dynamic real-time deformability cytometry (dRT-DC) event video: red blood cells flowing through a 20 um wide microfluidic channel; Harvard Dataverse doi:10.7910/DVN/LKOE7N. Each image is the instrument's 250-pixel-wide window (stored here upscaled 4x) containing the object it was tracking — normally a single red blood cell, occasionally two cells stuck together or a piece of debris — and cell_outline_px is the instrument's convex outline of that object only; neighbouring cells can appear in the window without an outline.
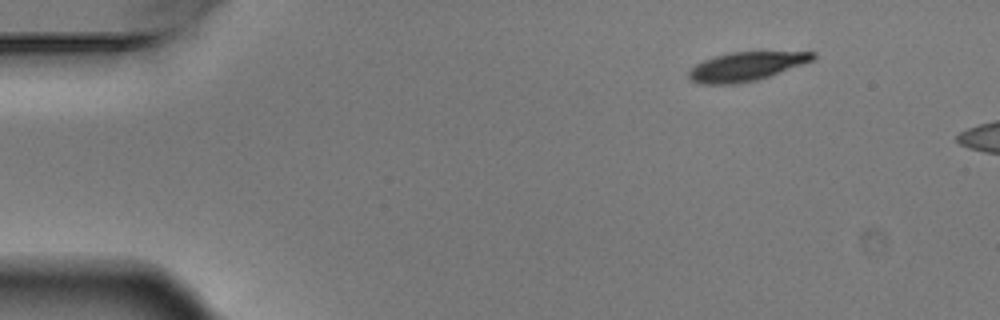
{"species": "Egyptian fruit bat (a non-hibernating species)", "species_latin": "Rousettus aegyptiacus", "temperature_condition": "warm", "stored_images_in_passage": 3, "camera_frame_rate_fps": 3000, "um_per_image_px": 0.085, "animal": {"sex": "male"}, "frame": {"image": 1, "passage_image": 1, "time_ms": 0.0, "image_size_px": [1000, 320], "cell_outline_px": [[816, 56], [812, 60], [768, 76], [756, 80], [736, 84], [700, 84], [692, 80], [688, 76], [688, 72], [696, 64], [704, 60], [728, 52], [816, 52]], "centroid_in_image_um": [63.37, 5.65], "position_along_channel_um": 21.6, "area_um2": 20.46}}